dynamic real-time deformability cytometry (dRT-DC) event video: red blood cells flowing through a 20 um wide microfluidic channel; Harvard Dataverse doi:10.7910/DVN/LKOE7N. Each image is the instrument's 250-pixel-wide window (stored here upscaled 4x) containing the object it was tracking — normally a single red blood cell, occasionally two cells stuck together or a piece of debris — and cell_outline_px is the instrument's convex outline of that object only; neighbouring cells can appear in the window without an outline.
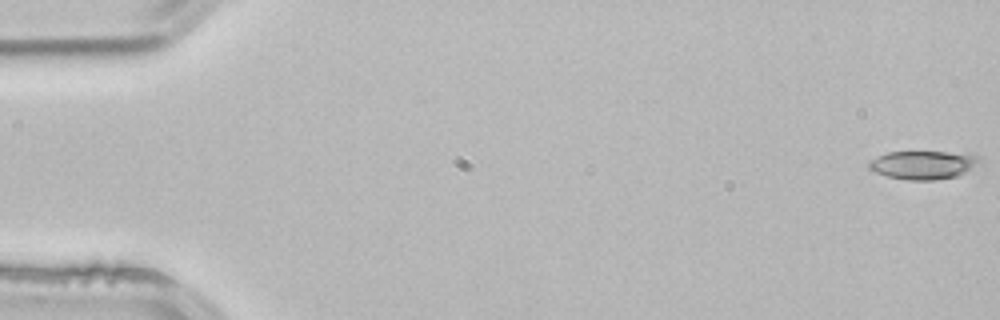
{"species": "common noctule bat (a hibernating species)", "species_latin": "Nyctalus noctula", "temperature_condition": "room temperature", "stored_images_in_passage": 53, "camera_frame_rate_fps": 3000, "um_per_image_px": 0.085, "animal": {"sex": "male", "body_mass_g": 21.5, "forearm_length_mm": 52.0}, "frame": {"image": 1, "passage_image": 1, "time_ms": 0.0, "image_size_px": [1000, 320], "cell_outline_px": [[980, 160], [964, 172], [956, 176], [936, 180], [908, 180], [888, 176], [876, 172], [868, 168], [868, 160], [876, 156], [888, 152], [948, 152], [980, 156]], "centroid_in_image_um": [78.38, 14.01], "position_along_channel_um": 6.6, "area_um2": 18.03}}
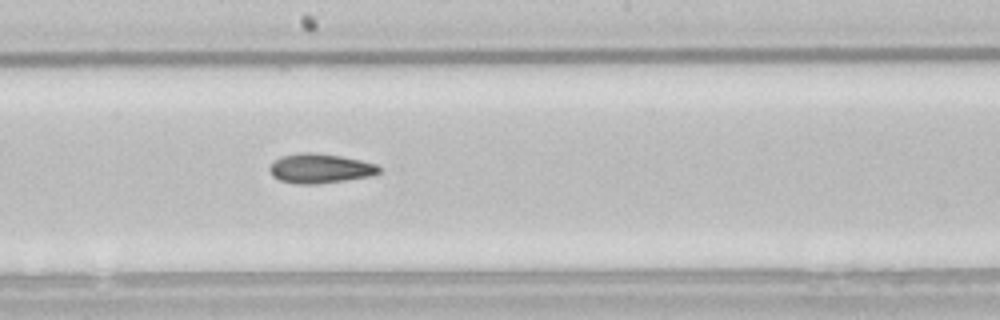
{"frame": {"image": 2, "passage_image": 29, "time_ms": 9.333, "image_size_px": [1000, 320], "cell_outline_px": [[380, 172], [372, 176], [320, 184], [296, 184], [280, 180], [272, 176], [268, 168], [280, 156], [300, 152], [316, 152], [340, 156], [360, 160], [376, 164], [380, 168]], "centroid_in_image_um": [27.2, 14.32], "position_along_channel_um": 221.0, "area_um2": 18.96}}
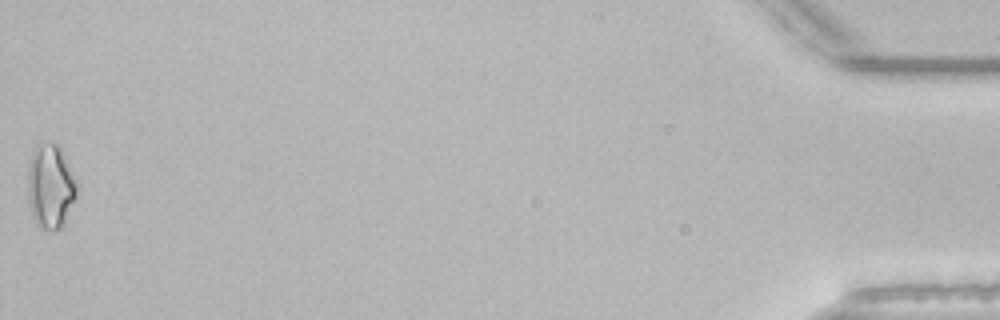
{"frame": {"image": 3, "passage_image": 53, "time_ms": 17.333, "image_size_px": [1000, 320], "cell_outline_px": [[76, 200], [64, 224], [60, 228], [40, 228], [36, 224], [32, 216], [28, 200], [28, 164], [32, 152], [36, 144], [40, 140], [56, 144], [60, 148], [76, 180]], "centroid_in_image_um": [4.27, 15.81], "position_along_channel_um": 430.9, "area_um2": 24.22}, "authors_computed_cell_mechanics": {"area_um2": 18.6694, "velocity_mm_per_s": 3.8864, "shape_relaxation_time_tau1_ms": 8.1327, "shape_relaxation_time_tau2_ms": 4.5462, "deformation_change_tau1": 0.1805, "deformation_change_tau2": 0.1231}}